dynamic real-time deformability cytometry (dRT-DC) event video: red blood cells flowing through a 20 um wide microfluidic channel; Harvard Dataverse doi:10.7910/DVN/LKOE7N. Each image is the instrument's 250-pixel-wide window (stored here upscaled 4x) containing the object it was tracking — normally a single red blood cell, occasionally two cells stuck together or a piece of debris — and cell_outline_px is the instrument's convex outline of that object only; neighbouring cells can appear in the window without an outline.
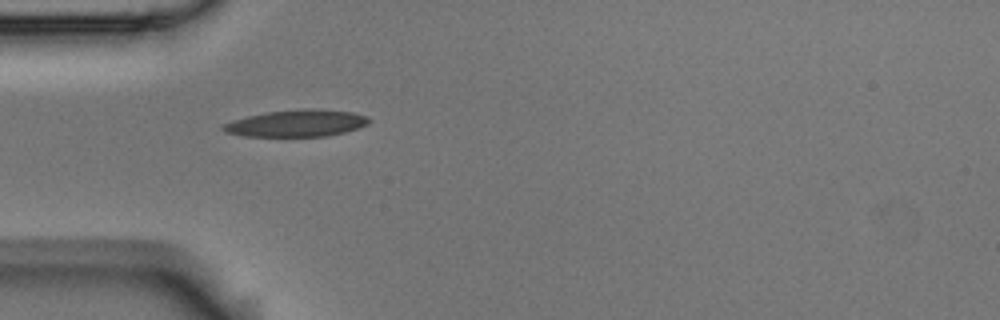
{"species": "Egyptian fruit bat (a non-hibernating species)", "species_latin": "Rousettus aegyptiacus", "temperature_condition": "room temperature", "stored_images_in_passage": 3, "camera_frame_rate_fps": 3000, "um_per_image_px": 0.085, "animal": {"sex": "male"}, "frame": {"image": 1, "passage_image": 2, "time_ms": 0.333, "image_size_px": [1000, 320], "cell_outline_px": [[372, 120], [368, 124], [344, 132], [328, 136], [244, 136], [224, 132], [220, 128], [224, 124], [232, 120], [248, 116], [268, 112], [304, 108], [308, 108], [352, 112], [368, 116]], "centroid_in_image_um": [25.21, 10.47], "position_along_channel_um": 59.8, "area_um2": 22.77}}
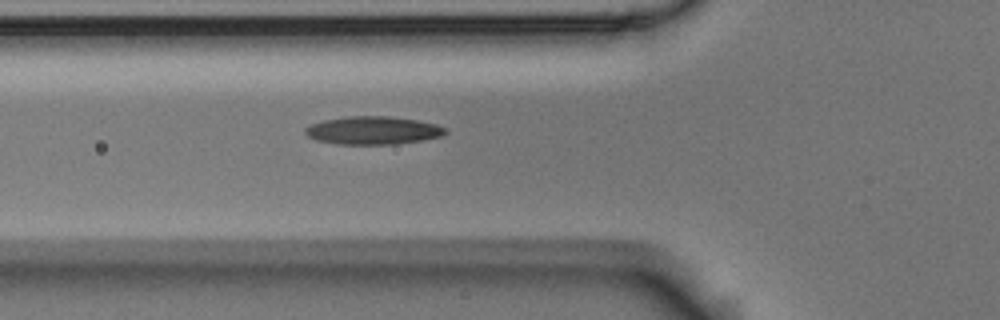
{"frame": {"image": 2, "passage_image": 3, "time_ms": 0.667, "image_size_px": [1000, 320], "cell_outline_px": [[448, 132], [444, 136], [420, 140], [392, 144], [336, 144], [316, 140], [308, 136], [304, 132], [304, 128], [312, 124], [324, 120], [348, 116], [388, 116], [416, 120], [436, 124], [448, 128]], "centroid_in_image_um": [31.72, 11.08], "position_along_channel_um": 94.1, "area_um2": 22.89}}